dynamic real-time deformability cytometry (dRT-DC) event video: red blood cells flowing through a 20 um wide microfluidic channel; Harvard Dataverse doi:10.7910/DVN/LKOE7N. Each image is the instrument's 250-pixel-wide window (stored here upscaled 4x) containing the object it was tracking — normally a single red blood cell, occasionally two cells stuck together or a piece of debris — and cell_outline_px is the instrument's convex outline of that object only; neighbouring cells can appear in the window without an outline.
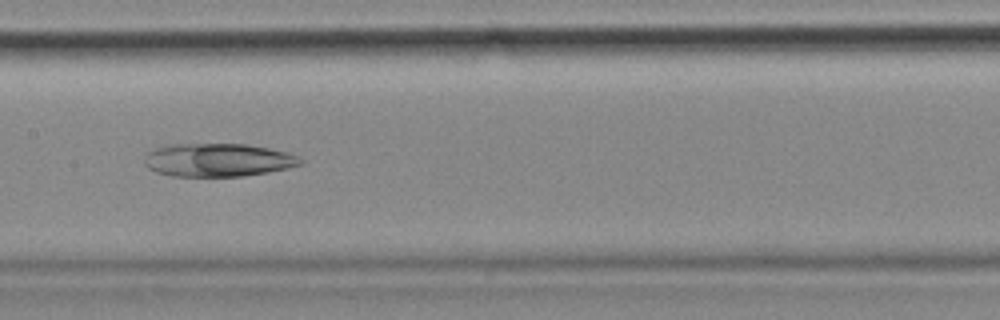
{"species": "common noctule bat (a hibernating species)", "species_latin": "Nyctalus noctula", "temperature_condition": "cold", "stored_images_in_passage": 40, "camera_frame_rate_fps": 3000, "um_per_image_px": 0.085, "animal": {"sex": "female", "body_mass_g": 18.4}, "frame": {"image": 1, "passage_image": 18, "time_ms": 5.667, "image_size_px": [1000, 320], "cell_outline_px": [[304, 164], [288, 168], [268, 172], [244, 176], [172, 176], [156, 172], [148, 168], [144, 164], [144, 160], [148, 152], [156, 148], [168, 144], [248, 144], [288, 152], [304, 160]], "centroid_in_image_um": [18.54, 13.6], "position_along_channel_um": 188.9, "area_um2": 30.35}}